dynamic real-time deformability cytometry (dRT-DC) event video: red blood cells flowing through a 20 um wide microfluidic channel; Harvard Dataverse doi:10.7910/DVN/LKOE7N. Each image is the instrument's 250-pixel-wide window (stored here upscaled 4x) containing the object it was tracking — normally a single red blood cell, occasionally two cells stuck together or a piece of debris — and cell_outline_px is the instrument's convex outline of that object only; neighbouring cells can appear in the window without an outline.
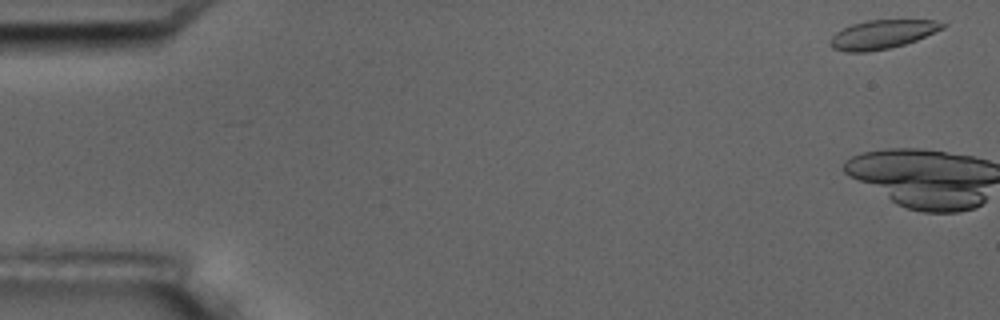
{"species": "common noctule bat (a hibernating species)", "species_latin": "Nyctalus noctula", "temperature_condition": "room temperature", "stored_images_in_passage": 7, "camera_frame_rate_fps": 3000, "um_per_image_px": 0.085, "animal": {"sex": "male", "body_mass_g": 17.5, "forearm_length_mm": 52.3}, "frame": {"image": 1, "passage_image": 1, "time_ms": 0.0, "image_size_px": [1000, 320], "cell_outline_px": [[948, 24], [944, 28], [916, 40], [904, 44], [888, 48], [864, 52], [848, 52], [832, 48], [828, 44], [828, 40], [836, 32], [852, 24], [864, 20], [936, 20]], "centroid_in_image_um": [74.97, 2.91], "position_along_channel_um": 10.0, "area_um2": 18.84}}